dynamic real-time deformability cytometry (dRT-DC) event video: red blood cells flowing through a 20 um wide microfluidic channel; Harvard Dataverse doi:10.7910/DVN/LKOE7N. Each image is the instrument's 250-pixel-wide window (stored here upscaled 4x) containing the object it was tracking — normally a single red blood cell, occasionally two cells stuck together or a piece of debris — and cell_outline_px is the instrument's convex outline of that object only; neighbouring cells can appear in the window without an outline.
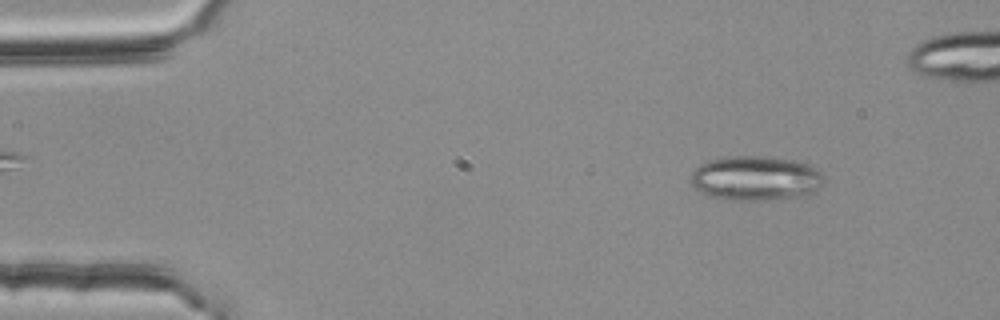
{"species": "common noctule bat (a hibernating species)", "species_latin": "Nyctalus noctula", "temperature_condition": "room temperature", "stored_images_in_passage": 54, "camera_frame_rate_fps": 3000, "um_per_image_px": 0.085, "animal": {"sex": "female", "body_mass_g": 25.1}, "frame": {"image": 1, "passage_image": 6, "time_ms": 1.667, "image_size_px": [1000, 320], "cell_outline_px": [[824, 180], [820, 188], [816, 192], [804, 196], [768, 200], [724, 200], [700, 192], [692, 188], [692, 172], [700, 164], [708, 160], [732, 156], [764, 156], [792, 160], [812, 164], [824, 176]], "centroid_in_image_um": [64.27, 15.16], "position_along_channel_um": 20.7, "area_um2": 35.03}}
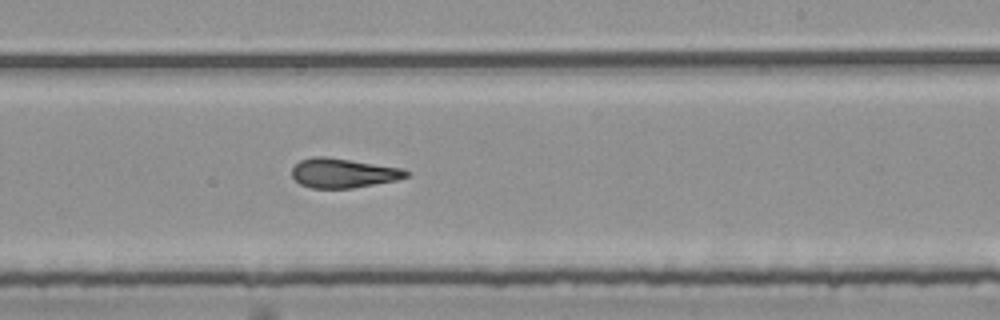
{"frame": {"image": 2, "passage_image": 32, "time_ms": 10.333, "image_size_px": [1000, 320], "cell_outline_px": [[408, 176], [396, 180], [352, 188], [312, 188], [300, 184], [292, 176], [292, 168], [300, 160], [312, 156], [324, 156], [404, 168], [408, 172]], "centroid_in_image_um": [29.16, 14.7], "position_along_channel_um": 259.8, "area_um2": 19.54}}
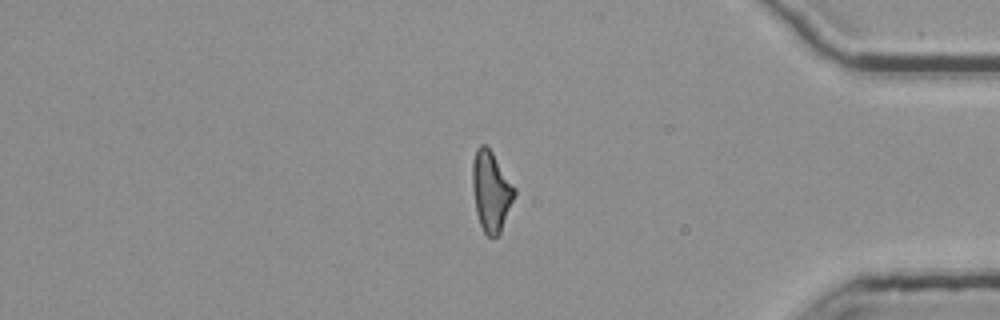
{"frame": {"image": 3, "passage_image": 45, "time_ms": 14.667, "image_size_px": [1000, 320], "cell_outline_px": [[516, 192], [500, 232], [496, 236], [488, 236], [484, 232], [480, 224], [476, 212], [472, 188], [472, 164], [476, 148], [480, 144], [484, 144], [492, 152], [516, 188]], "centroid_in_image_um": [41.72, 16.22], "position_along_channel_um": 393.5, "area_um2": 19.42}, "authors_computed_cell_mechanics": {"area_um2": 20.1722, "velocity_mm_per_s": 3.7665, "shape_relaxation_time_tau1_ms": 10.4579, "shape_relaxation_time_tau2_ms": 2.5508, "deformation_change_tau1": 0.2652, "deformation_change_tau2": 0.1283}}